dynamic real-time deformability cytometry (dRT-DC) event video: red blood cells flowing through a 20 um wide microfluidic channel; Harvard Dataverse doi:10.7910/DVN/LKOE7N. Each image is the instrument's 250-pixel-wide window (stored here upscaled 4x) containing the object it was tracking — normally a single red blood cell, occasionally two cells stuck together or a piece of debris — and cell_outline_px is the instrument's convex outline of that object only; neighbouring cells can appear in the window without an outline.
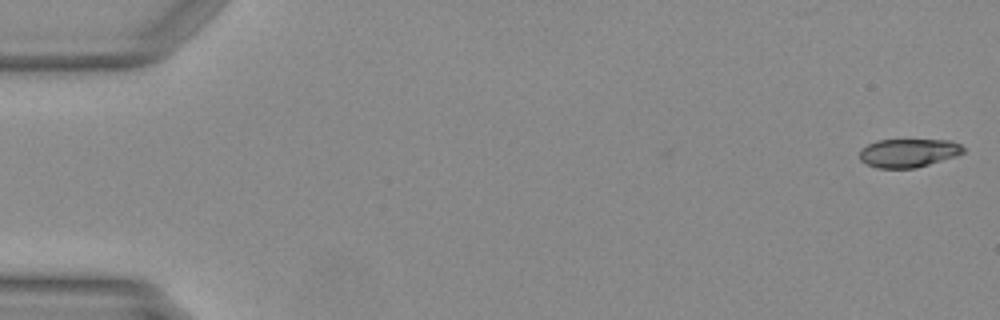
{"species": "Egyptian fruit bat (a non-hibernating species)", "species_latin": "Rousettus aegyptiacus", "temperature_condition": "warm", "stored_images_in_passage": 11, "camera_frame_rate_fps": 3000, "um_per_image_px": 0.085, "animal": {"sex": "female"}, "frame": {"image": 1, "passage_image": 1, "time_ms": 0.0, "image_size_px": [1000, 320], "cell_outline_px": [[964, 152], [956, 156], [916, 168], [876, 168], [860, 160], [860, 148], [876, 140], [952, 140], [960, 144], [964, 148]], "centroid_in_image_um": [77.21, 12.99], "position_along_channel_um": 7.8, "area_um2": 17.28}}